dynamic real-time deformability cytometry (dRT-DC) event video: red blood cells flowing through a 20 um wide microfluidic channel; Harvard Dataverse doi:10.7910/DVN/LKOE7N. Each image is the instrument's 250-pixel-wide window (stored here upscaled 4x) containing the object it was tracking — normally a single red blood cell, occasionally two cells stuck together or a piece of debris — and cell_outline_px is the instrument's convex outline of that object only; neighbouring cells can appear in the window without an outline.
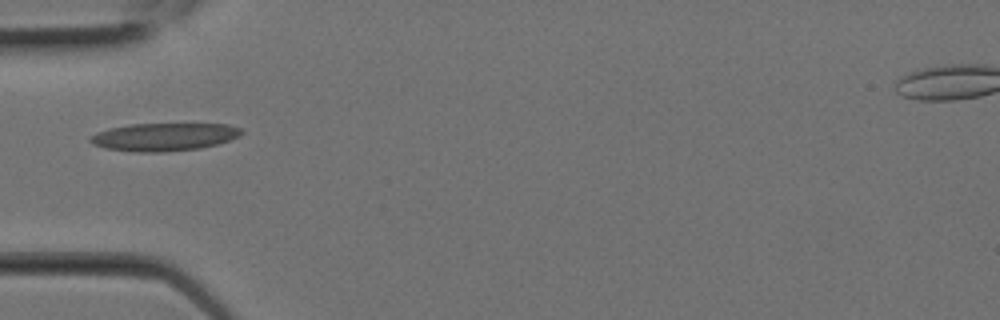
{"species": "Egyptian fruit bat (a non-hibernating species)", "species_latin": "Rousettus aegyptiacus", "temperature_condition": "room temperature", "stored_images_in_passage": 2, "camera_frame_rate_fps": 3000, "um_per_image_px": 0.085, "animal": {"sex": "female"}, "frame": {"image": 1, "passage_image": 2, "time_ms": 0.333, "image_size_px": [1000, 320], "cell_outline_px": [[244, 132], [240, 136], [216, 144], [200, 148], [164, 152], [136, 152], [104, 148], [92, 144], [88, 140], [88, 136], [96, 132], [108, 128], [132, 124], [228, 124], [244, 128]], "centroid_in_image_um": [13.92, 11.63], "position_along_channel_um": 71.1, "area_um2": 24.8}}